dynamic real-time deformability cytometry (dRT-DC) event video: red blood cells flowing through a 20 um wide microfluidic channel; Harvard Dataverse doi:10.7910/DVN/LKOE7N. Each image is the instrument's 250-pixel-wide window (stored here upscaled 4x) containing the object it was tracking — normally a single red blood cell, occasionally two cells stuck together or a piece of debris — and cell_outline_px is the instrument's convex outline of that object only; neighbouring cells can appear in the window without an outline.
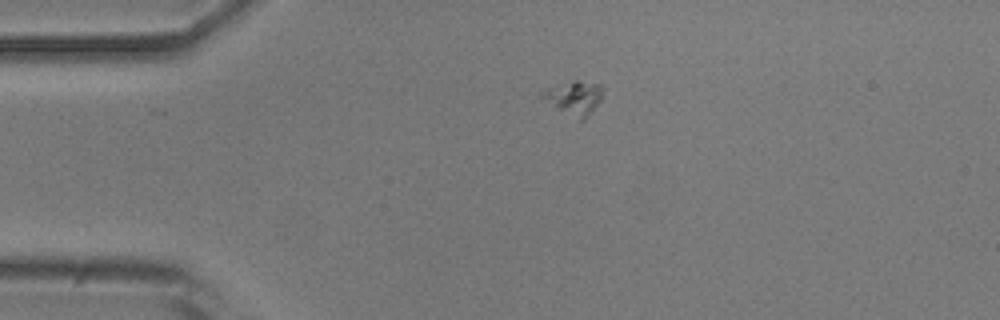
{"species": "common noctule bat (a hibernating species)", "species_latin": "Nyctalus noctula", "temperature_condition": "room temperature", "stored_images_in_passage": 42, "camera_frame_rate_fps": 3000, "um_per_image_px": 0.085, "animal": {"sex": "male", "body_mass_g": 20.5, "forearm_length_mm": 52.5}, "frame": {"image": 1, "passage_image": 1, "time_ms": 0.0, "image_size_px": [1000, 320], "cell_outline_px": [[604, 88], [600, 100], [584, 120], [580, 124], [556, 108], [540, 96], [540, 92], [548, 88], [576, 80], [580, 80], [600, 84]], "centroid_in_image_um": [48.82, 8.35], "position_along_channel_um": 36.2, "area_um2": 12.02}}
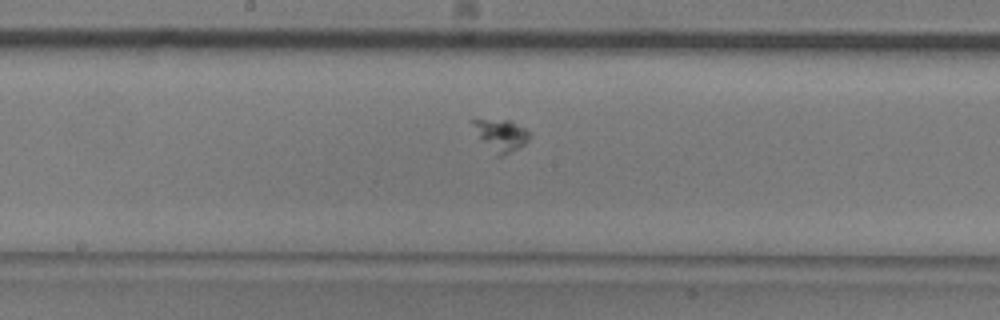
{"frame": {"image": 2, "passage_image": 17, "time_ms": 5.333, "image_size_px": [1000, 320], "cell_outline_px": [[532, 136], [524, 144], [500, 156], [496, 156], [480, 136], [468, 120], [512, 120], [524, 128]], "centroid_in_image_um": [42.6, 11.46], "position_along_channel_um": 205.6, "area_um2": 10.06}}
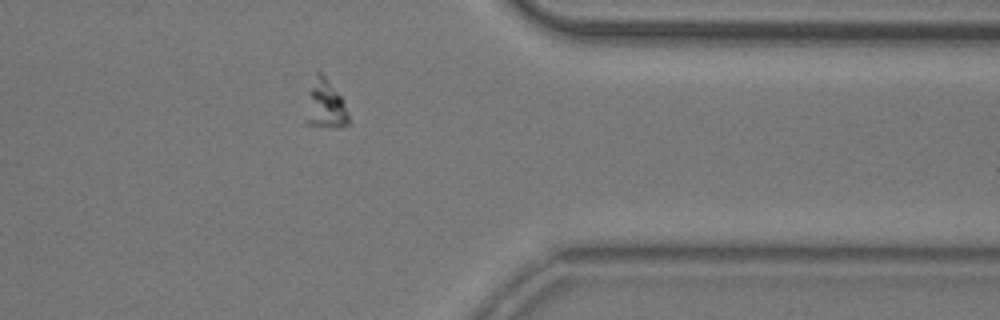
{"frame": {"image": 3, "passage_image": 32, "time_ms": 10.333, "image_size_px": [1000, 320], "cell_outline_px": [[348, 124], [336, 128], [332, 128], [308, 124], [308, 92], [316, 68], [324, 76], [340, 96], [348, 112]], "centroid_in_image_um": [27.66, 8.86], "position_along_channel_um": 383.7, "area_um2": 11.73}}